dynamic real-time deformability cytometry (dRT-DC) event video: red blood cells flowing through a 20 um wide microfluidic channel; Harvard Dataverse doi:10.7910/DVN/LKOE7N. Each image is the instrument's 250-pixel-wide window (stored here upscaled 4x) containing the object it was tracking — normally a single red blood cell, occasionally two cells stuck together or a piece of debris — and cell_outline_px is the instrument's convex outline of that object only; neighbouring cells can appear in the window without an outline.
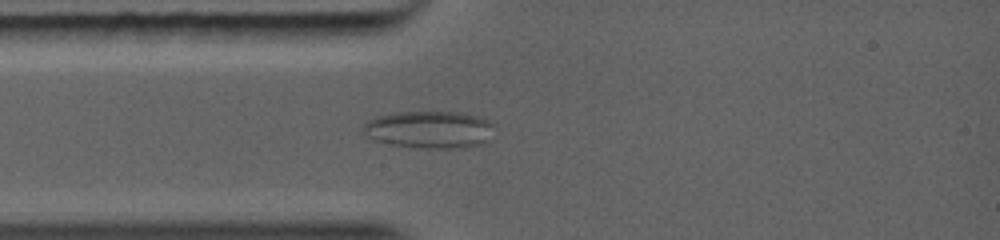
{"species": "common noctule bat (a hibernating species)", "species_latin": "Nyctalus noctula", "temperature_condition": "warm", "stored_images_in_passage": 1, "camera_frame_rate_fps": 5000, "um_per_image_px": 0.085, "animal": {"sex": "female", "body_mass_g": 19.0, "forearm_length_mm": 56.7}, "frame": {"image": 1, "passage_image": 1, "time_ms": 0.0, "image_size_px": [1000, 240], "cell_outline_px": [[496, 128], [488, 140], [480, 144], [460, 148], [436, 148], [392, 144], [376, 140], [368, 136], [360, 128], [368, 120], [376, 116], [396, 112], [456, 112], [476, 116], [488, 120], [496, 124]], "centroid_in_image_um": [36.53, 11.0], "position_along_channel_um": 48.5, "area_um2": 28.38}}